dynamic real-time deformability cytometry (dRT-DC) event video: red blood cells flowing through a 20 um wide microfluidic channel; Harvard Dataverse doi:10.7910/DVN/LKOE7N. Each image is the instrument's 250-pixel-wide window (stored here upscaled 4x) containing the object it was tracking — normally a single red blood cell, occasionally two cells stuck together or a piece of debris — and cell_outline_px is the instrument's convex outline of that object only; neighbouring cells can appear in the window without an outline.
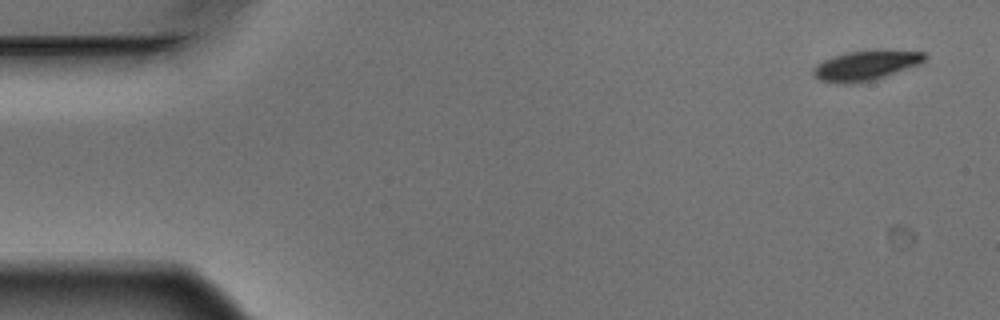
{"species": "Egyptian fruit bat (a non-hibernating species)", "species_latin": "Rousettus aegyptiacus", "temperature_condition": "warm", "stored_images_in_passage": 4, "camera_frame_rate_fps": 3000, "um_per_image_px": 0.085, "animal": {"sex": "male"}, "frame": {"image": 1, "passage_image": 1, "time_ms": 0.0, "image_size_px": [1000, 320], "cell_outline_px": [[928, 56], [920, 64], [872, 80], [844, 84], [820, 80], [812, 72], [812, 68], [816, 64], [832, 56], [844, 52], [888, 48], [924, 52]], "centroid_in_image_um": [73.62, 5.51], "position_along_channel_um": 11.4, "area_um2": 19.65}}
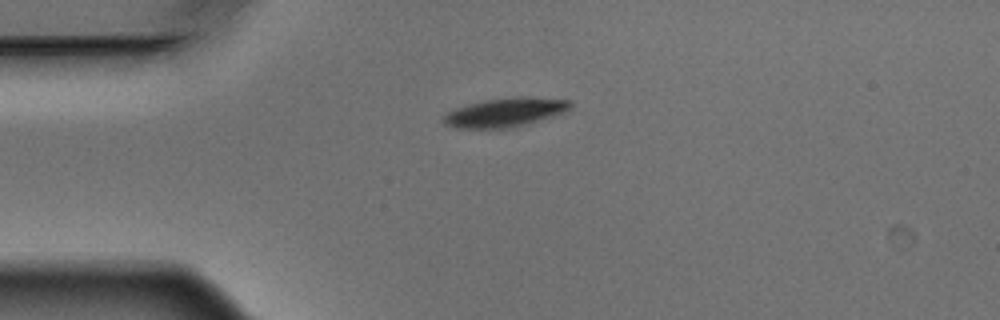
{"frame": {"image": 2, "passage_image": 4, "time_ms": 1.0, "image_size_px": [1000, 320], "cell_outline_px": [[572, 104], [564, 112], [552, 116], [524, 124], [508, 128], [456, 128], [444, 124], [444, 116], [448, 112], [456, 108], [484, 100], [572, 100]], "centroid_in_image_um": [42.82, 9.62], "position_along_channel_um": 42.2, "area_um2": 19.71}}